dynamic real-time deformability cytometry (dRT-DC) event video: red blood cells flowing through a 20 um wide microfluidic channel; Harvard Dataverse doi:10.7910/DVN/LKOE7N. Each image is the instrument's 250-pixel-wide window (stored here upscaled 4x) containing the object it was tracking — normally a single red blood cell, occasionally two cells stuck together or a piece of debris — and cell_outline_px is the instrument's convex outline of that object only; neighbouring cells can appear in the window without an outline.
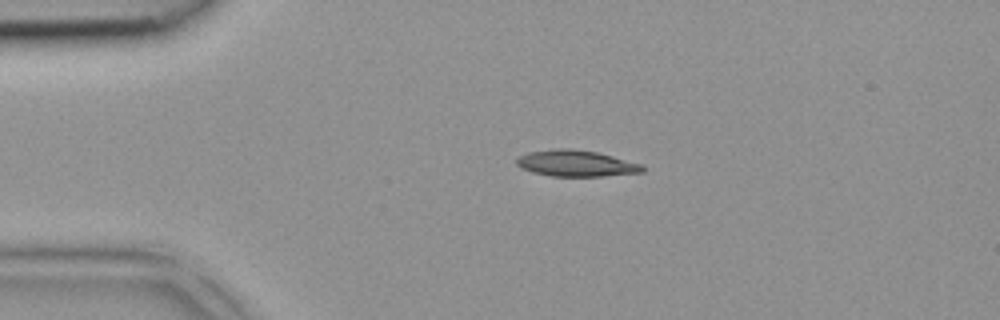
{"species": "common noctule bat (a hibernating species)", "species_latin": "Nyctalus noctula", "temperature_condition": "room temperature", "stored_images_in_passage": 4, "camera_frame_rate_fps": 3000, "um_per_image_px": 0.085, "animal": {"sex": "female", "body_mass_g": 18.4}, "frame": {"image": 1, "passage_image": 2, "time_ms": 0.333, "image_size_px": [1000, 320], "cell_outline_px": [[644, 172], [604, 176], [552, 176], [532, 172], [520, 168], [516, 164], [516, 160], [520, 156], [528, 152], [552, 148], [572, 148], [596, 152], [644, 164]], "centroid_in_image_um": [48.97, 13.88], "position_along_channel_um": 36.0, "area_um2": 19.42}}